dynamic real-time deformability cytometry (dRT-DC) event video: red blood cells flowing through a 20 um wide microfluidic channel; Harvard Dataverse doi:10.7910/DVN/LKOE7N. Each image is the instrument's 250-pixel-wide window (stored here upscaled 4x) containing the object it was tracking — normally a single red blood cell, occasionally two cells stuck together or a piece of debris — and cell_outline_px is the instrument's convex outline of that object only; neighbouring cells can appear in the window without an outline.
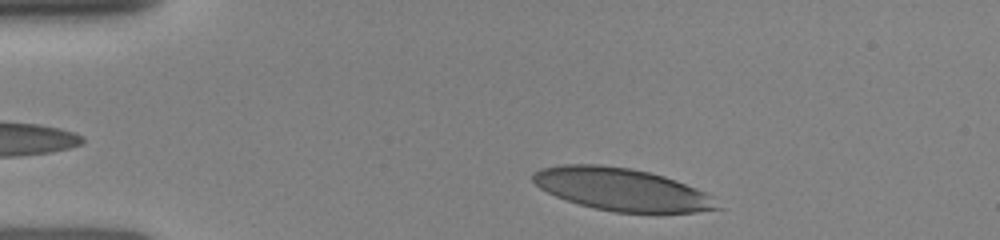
{"species": "human", "species_latin": "Homo sapiens", "temperature_condition": "room temperature", "stored_images_in_passage": 37, "camera_frame_rate_fps": 3000, "um_per_image_px": 0.085, "donor": {"sex": "female"}, "frame": {"image": 1, "passage_image": 3, "time_ms": 0.667, "image_size_px": [1000, 240], "cell_outline_px": [[724, 208], [696, 212], [616, 212], [596, 208], [580, 204], [556, 196], [540, 188], [532, 180], [532, 172], [540, 168], [560, 164], [600, 164], [632, 168], [664, 176], [696, 188], [712, 196]], "centroid_in_image_um": [52.84, 16.08], "position_along_channel_um": 32.2, "area_um2": 45.55}}
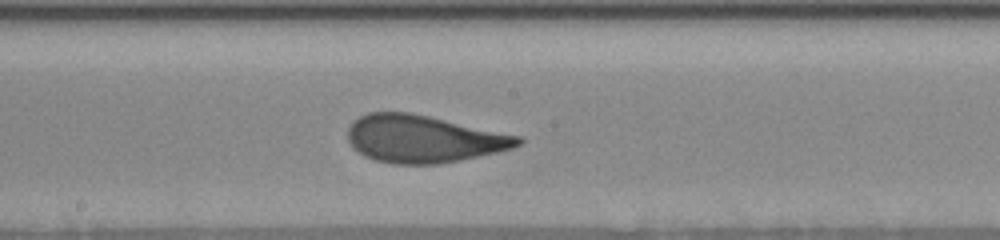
{"frame": {"image": 2, "passage_image": 22, "time_ms": 6.333, "image_size_px": [1000, 240], "cell_outline_px": [[524, 140], [520, 144], [512, 148], [496, 152], [460, 160], [440, 164], [392, 164], [376, 160], [364, 156], [352, 148], [348, 140], [348, 128], [360, 116], [368, 112], [408, 112], [428, 116], [524, 136]], "centroid_in_image_um": [36.01, 11.81], "position_along_channel_um": 212.2, "area_um2": 47.11}}
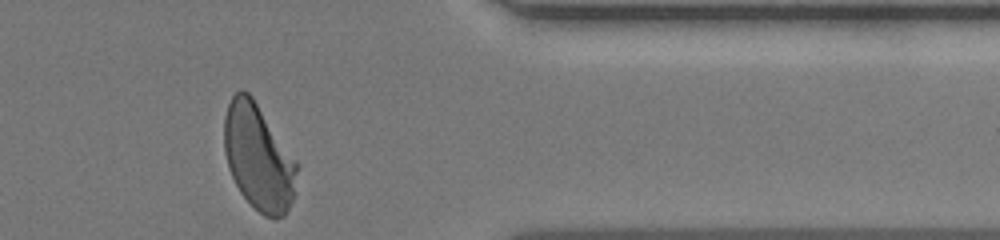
{"frame": {"image": 3, "passage_image": 36, "time_ms": 11.0, "image_size_px": [1000, 240], "cell_outline_px": [[300, 164], [292, 200], [284, 216], [276, 220], [272, 220], [264, 216], [240, 192], [228, 168], [224, 152], [224, 116], [228, 104], [232, 96], [240, 88], [248, 92], [252, 96]], "centroid_in_image_um": [21.98, 13.36], "position_along_channel_um": 389.4, "area_um2": 45.32}}